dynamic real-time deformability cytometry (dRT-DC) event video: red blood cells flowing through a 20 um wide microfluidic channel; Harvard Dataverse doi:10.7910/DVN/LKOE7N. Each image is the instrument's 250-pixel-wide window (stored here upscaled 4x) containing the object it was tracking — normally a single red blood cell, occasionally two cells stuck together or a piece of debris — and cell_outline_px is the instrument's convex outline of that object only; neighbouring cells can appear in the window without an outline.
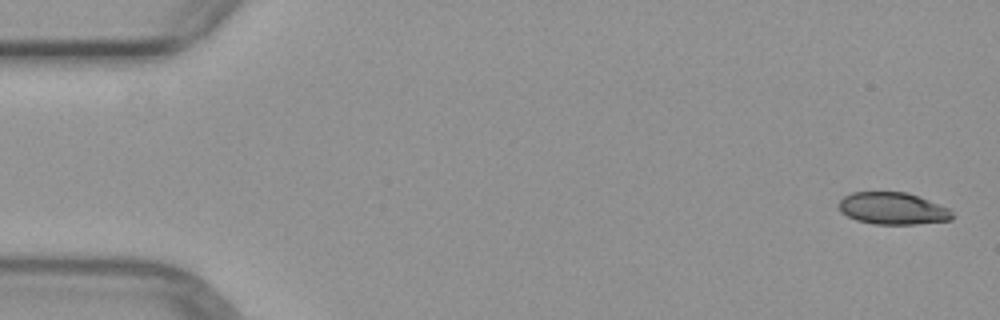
{"species": "common noctule bat (a hibernating species)", "species_latin": "Nyctalus noctula", "temperature_condition": "warm", "stored_images_in_passage": 6, "camera_frame_rate_fps": 3000, "um_per_image_px": 0.085, "animal": {"sex": "female", "body_mass_g": 29.2, "forearm_length_mm": 56.3}, "frame": {"image": 1, "passage_image": 1, "time_ms": 0.0, "image_size_px": [1000, 320], "cell_outline_px": [[956, 216], [952, 220], [916, 224], [872, 224], [856, 220], [840, 212], [836, 204], [844, 196], [852, 192], [908, 192], [948, 208]], "centroid_in_image_um": [75.86, 17.72], "position_along_channel_um": 9.1, "area_um2": 21.39}}
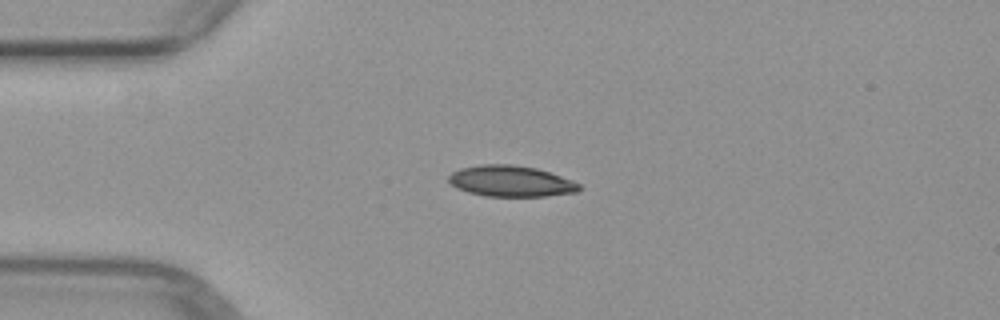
{"frame": {"image": 2, "passage_image": 4, "time_ms": 3.667, "image_size_px": [1000, 320], "cell_outline_px": [[580, 188], [576, 192], [544, 196], [484, 196], [468, 192], [456, 188], [448, 180], [448, 176], [452, 172], [460, 168], [480, 164], [512, 164], [536, 168], [572, 180], [580, 184]], "centroid_in_image_um": [43.38, 15.39], "position_along_channel_um": 41.6, "area_um2": 23.52}}
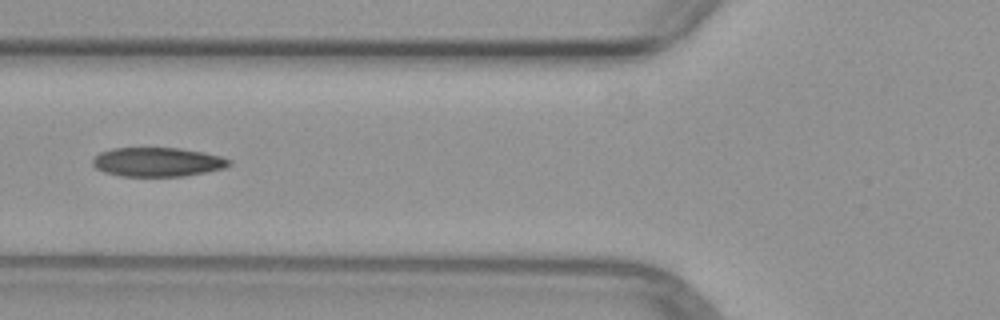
{"frame": {"image": 3, "passage_image": 6, "time_ms": 6.0, "image_size_px": [1000, 320], "cell_outline_px": [[232, 164], [224, 168], [184, 176], [120, 176], [104, 172], [96, 168], [92, 164], [92, 160], [100, 152], [112, 148], [180, 148], [204, 152], [220, 156], [232, 160]], "centroid_in_image_um": [13.39, 13.77], "position_along_channel_um": 112.4, "area_um2": 23.18}}